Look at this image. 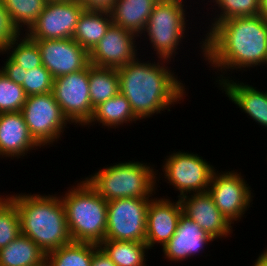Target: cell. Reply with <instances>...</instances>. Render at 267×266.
I'll return each instance as SVG.
<instances>
[{
    "mask_svg": "<svg viewBox=\"0 0 267 266\" xmlns=\"http://www.w3.org/2000/svg\"><path fill=\"white\" fill-rule=\"evenodd\" d=\"M203 36L205 38L199 41L200 52L213 71H217L215 75L219 72L216 84L226 80L227 75L235 72L233 70L247 71L264 64L267 54V24L260 15L235 17L219 22ZM228 71L231 73L228 74Z\"/></svg>",
    "mask_w": 267,
    "mask_h": 266,
    "instance_id": "6da1fadb",
    "label": "cell"
},
{
    "mask_svg": "<svg viewBox=\"0 0 267 266\" xmlns=\"http://www.w3.org/2000/svg\"><path fill=\"white\" fill-rule=\"evenodd\" d=\"M144 61L138 56L117 68L120 93L128 99L139 120L161 114L165 110L170 112L171 107L180 104L179 101H184L187 95L186 85L182 83L184 81L178 79L177 74L174 75L176 72L171 66L168 67L172 61L161 58L157 62Z\"/></svg>",
    "mask_w": 267,
    "mask_h": 266,
    "instance_id": "7a4b0ae2",
    "label": "cell"
},
{
    "mask_svg": "<svg viewBox=\"0 0 267 266\" xmlns=\"http://www.w3.org/2000/svg\"><path fill=\"white\" fill-rule=\"evenodd\" d=\"M58 194L15 193L7 196L16 204L21 234L47 254L70 243L66 211Z\"/></svg>",
    "mask_w": 267,
    "mask_h": 266,
    "instance_id": "3957f363",
    "label": "cell"
},
{
    "mask_svg": "<svg viewBox=\"0 0 267 266\" xmlns=\"http://www.w3.org/2000/svg\"><path fill=\"white\" fill-rule=\"evenodd\" d=\"M71 187L60 195L71 240L99 245L105 240L108 201L84 178Z\"/></svg>",
    "mask_w": 267,
    "mask_h": 266,
    "instance_id": "277c9868",
    "label": "cell"
},
{
    "mask_svg": "<svg viewBox=\"0 0 267 266\" xmlns=\"http://www.w3.org/2000/svg\"><path fill=\"white\" fill-rule=\"evenodd\" d=\"M128 161L104 166L85 177V180L106 201L154 197L158 187V170L154 169L155 165L143 161Z\"/></svg>",
    "mask_w": 267,
    "mask_h": 266,
    "instance_id": "5b68a950",
    "label": "cell"
},
{
    "mask_svg": "<svg viewBox=\"0 0 267 266\" xmlns=\"http://www.w3.org/2000/svg\"><path fill=\"white\" fill-rule=\"evenodd\" d=\"M185 1L159 0L150 14L139 41L141 39L149 40L151 49L157 54L155 55L157 59L169 61L175 59L179 52L177 50L180 49L179 46L183 44V39L185 40L186 30H188L186 27H188L189 21L186 17L188 12Z\"/></svg>",
    "mask_w": 267,
    "mask_h": 266,
    "instance_id": "8992f818",
    "label": "cell"
},
{
    "mask_svg": "<svg viewBox=\"0 0 267 266\" xmlns=\"http://www.w3.org/2000/svg\"><path fill=\"white\" fill-rule=\"evenodd\" d=\"M163 160L161 174L157 172V183L162 175L169 185L179 191L178 198L191 193L208 191L215 167L194 152L173 151Z\"/></svg>",
    "mask_w": 267,
    "mask_h": 266,
    "instance_id": "52a82bcc",
    "label": "cell"
},
{
    "mask_svg": "<svg viewBox=\"0 0 267 266\" xmlns=\"http://www.w3.org/2000/svg\"><path fill=\"white\" fill-rule=\"evenodd\" d=\"M21 113L33 139L43 148L61 140L67 125H72L52 92L27 96Z\"/></svg>",
    "mask_w": 267,
    "mask_h": 266,
    "instance_id": "ba28073f",
    "label": "cell"
},
{
    "mask_svg": "<svg viewBox=\"0 0 267 266\" xmlns=\"http://www.w3.org/2000/svg\"><path fill=\"white\" fill-rule=\"evenodd\" d=\"M150 199L123 198L108 201L105 240L145 243Z\"/></svg>",
    "mask_w": 267,
    "mask_h": 266,
    "instance_id": "9c48e42d",
    "label": "cell"
},
{
    "mask_svg": "<svg viewBox=\"0 0 267 266\" xmlns=\"http://www.w3.org/2000/svg\"><path fill=\"white\" fill-rule=\"evenodd\" d=\"M236 170L218 171L211 176L208 193L213 198L216 207L234 226L253 204L254 193L251 186Z\"/></svg>",
    "mask_w": 267,
    "mask_h": 266,
    "instance_id": "30bf717a",
    "label": "cell"
},
{
    "mask_svg": "<svg viewBox=\"0 0 267 266\" xmlns=\"http://www.w3.org/2000/svg\"><path fill=\"white\" fill-rule=\"evenodd\" d=\"M52 94L74 127L85 126L94 109L90 100L89 65L82 70L54 78Z\"/></svg>",
    "mask_w": 267,
    "mask_h": 266,
    "instance_id": "8fae6325",
    "label": "cell"
},
{
    "mask_svg": "<svg viewBox=\"0 0 267 266\" xmlns=\"http://www.w3.org/2000/svg\"><path fill=\"white\" fill-rule=\"evenodd\" d=\"M84 10L78 0H48L26 34L32 40L73 38L79 16Z\"/></svg>",
    "mask_w": 267,
    "mask_h": 266,
    "instance_id": "7c38bea8",
    "label": "cell"
},
{
    "mask_svg": "<svg viewBox=\"0 0 267 266\" xmlns=\"http://www.w3.org/2000/svg\"><path fill=\"white\" fill-rule=\"evenodd\" d=\"M137 38L139 39L137 35L112 23L104 37L89 53L90 64L116 69L125 66L139 55Z\"/></svg>",
    "mask_w": 267,
    "mask_h": 266,
    "instance_id": "4fadbf2b",
    "label": "cell"
},
{
    "mask_svg": "<svg viewBox=\"0 0 267 266\" xmlns=\"http://www.w3.org/2000/svg\"><path fill=\"white\" fill-rule=\"evenodd\" d=\"M35 41L42 65L53 78L85 69L90 64L89 53L73 38Z\"/></svg>",
    "mask_w": 267,
    "mask_h": 266,
    "instance_id": "5bb4252c",
    "label": "cell"
},
{
    "mask_svg": "<svg viewBox=\"0 0 267 266\" xmlns=\"http://www.w3.org/2000/svg\"><path fill=\"white\" fill-rule=\"evenodd\" d=\"M182 213L199 225L215 240L228 238L233 233V225L216 207L208 191L191 193L178 198Z\"/></svg>",
    "mask_w": 267,
    "mask_h": 266,
    "instance_id": "9a60e30c",
    "label": "cell"
},
{
    "mask_svg": "<svg viewBox=\"0 0 267 266\" xmlns=\"http://www.w3.org/2000/svg\"><path fill=\"white\" fill-rule=\"evenodd\" d=\"M181 214L179 199L174 202L168 196L151 197L147 208L145 239L149 250L156 244L163 247L171 239L176 232Z\"/></svg>",
    "mask_w": 267,
    "mask_h": 266,
    "instance_id": "2e32d148",
    "label": "cell"
},
{
    "mask_svg": "<svg viewBox=\"0 0 267 266\" xmlns=\"http://www.w3.org/2000/svg\"><path fill=\"white\" fill-rule=\"evenodd\" d=\"M213 241L212 236L182 213L175 234L161 249L165 259L178 263L203 253Z\"/></svg>",
    "mask_w": 267,
    "mask_h": 266,
    "instance_id": "e0dca14e",
    "label": "cell"
},
{
    "mask_svg": "<svg viewBox=\"0 0 267 266\" xmlns=\"http://www.w3.org/2000/svg\"><path fill=\"white\" fill-rule=\"evenodd\" d=\"M40 148L30 134L21 111L0 113L1 159H23L30 151Z\"/></svg>",
    "mask_w": 267,
    "mask_h": 266,
    "instance_id": "ac0fdd59",
    "label": "cell"
},
{
    "mask_svg": "<svg viewBox=\"0 0 267 266\" xmlns=\"http://www.w3.org/2000/svg\"><path fill=\"white\" fill-rule=\"evenodd\" d=\"M238 80L227 76L226 80L218 84V87L223 93L225 92L232 103L240 108L239 110L249 116L248 118L267 130V91H261L262 89Z\"/></svg>",
    "mask_w": 267,
    "mask_h": 266,
    "instance_id": "d6986e66",
    "label": "cell"
},
{
    "mask_svg": "<svg viewBox=\"0 0 267 266\" xmlns=\"http://www.w3.org/2000/svg\"><path fill=\"white\" fill-rule=\"evenodd\" d=\"M159 0H115L109 10L113 24L141 36Z\"/></svg>",
    "mask_w": 267,
    "mask_h": 266,
    "instance_id": "ffe728a7",
    "label": "cell"
},
{
    "mask_svg": "<svg viewBox=\"0 0 267 266\" xmlns=\"http://www.w3.org/2000/svg\"><path fill=\"white\" fill-rule=\"evenodd\" d=\"M112 23L110 12L107 10H84L79 16L73 39L90 53Z\"/></svg>",
    "mask_w": 267,
    "mask_h": 266,
    "instance_id": "44dd1931",
    "label": "cell"
},
{
    "mask_svg": "<svg viewBox=\"0 0 267 266\" xmlns=\"http://www.w3.org/2000/svg\"><path fill=\"white\" fill-rule=\"evenodd\" d=\"M140 121L135 114L133 113L128 99L122 94L118 93L117 95L109 98L107 101L99 104L94 108L92 118L84 126L88 128L95 123L102 124L104 128H119L120 125L123 127V124L136 123ZM94 122V123H93Z\"/></svg>",
    "mask_w": 267,
    "mask_h": 266,
    "instance_id": "7402d4cb",
    "label": "cell"
},
{
    "mask_svg": "<svg viewBox=\"0 0 267 266\" xmlns=\"http://www.w3.org/2000/svg\"><path fill=\"white\" fill-rule=\"evenodd\" d=\"M0 266H46V254L30 238L20 234L0 249Z\"/></svg>",
    "mask_w": 267,
    "mask_h": 266,
    "instance_id": "603a6c76",
    "label": "cell"
},
{
    "mask_svg": "<svg viewBox=\"0 0 267 266\" xmlns=\"http://www.w3.org/2000/svg\"><path fill=\"white\" fill-rule=\"evenodd\" d=\"M89 88L91 105L94 109L120 92L117 69L89 64Z\"/></svg>",
    "mask_w": 267,
    "mask_h": 266,
    "instance_id": "cb8c5ba5",
    "label": "cell"
},
{
    "mask_svg": "<svg viewBox=\"0 0 267 266\" xmlns=\"http://www.w3.org/2000/svg\"><path fill=\"white\" fill-rule=\"evenodd\" d=\"M99 246L116 266H147L148 246L133 241L104 240Z\"/></svg>",
    "mask_w": 267,
    "mask_h": 266,
    "instance_id": "d4e9b609",
    "label": "cell"
},
{
    "mask_svg": "<svg viewBox=\"0 0 267 266\" xmlns=\"http://www.w3.org/2000/svg\"><path fill=\"white\" fill-rule=\"evenodd\" d=\"M93 243L71 241L46 254V266H91Z\"/></svg>",
    "mask_w": 267,
    "mask_h": 266,
    "instance_id": "484cf974",
    "label": "cell"
},
{
    "mask_svg": "<svg viewBox=\"0 0 267 266\" xmlns=\"http://www.w3.org/2000/svg\"><path fill=\"white\" fill-rule=\"evenodd\" d=\"M48 0H2L13 24L25 33L36 22ZM24 30V31H23Z\"/></svg>",
    "mask_w": 267,
    "mask_h": 266,
    "instance_id": "4316f807",
    "label": "cell"
},
{
    "mask_svg": "<svg viewBox=\"0 0 267 266\" xmlns=\"http://www.w3.org/2000/svg\"><path fill=\"white\" fill-rule=\"evenodd\" d=\"M1 54H7L25 70H31L42 65L37 42L32 40L26 33H21L4 51H0Z\"/></svg>",
    "mask_w": 267,
    "mask_h": 266,
    "instance_id": "83f0119b",
    "label": "cell"
},
{
    "mask_svg": "<svg viewBox=\"0 0 267 266\" xmlns=\"http://www.w3.org/2000/svg\"><path fill=\"white\" fill-rule=\"evenodd\" d=\"M210 2L212 5V2L214 3V6H216L213 9L217 13L215 17L212 19L208 27L207 31L209 32L217 23L226 21L231 18L235 17H246V16H255L259 15L260 10V0H210L207 1V3ZM218 7V9H217Z\"/></svg>",
    "mask_w": 267,
    "mask_h": 266,
    "instance_id": "f1b7e54d",
    "label": "cell"
},
{
    "mask_svg": "<svg viewBox=\"0 0 267 266\" xmlns=\"http://www.w3.org/2000/svg\"><path fill=\"white\" fill-rule=\"evenodd\" d=\"M21 234L16 204L6 195L0 201V249Z\"/></svg>",
    "mask_w": 267,
    "mask_h": 266,
    "instance_id": "f546056e",
    "label": "cell"
},
{
    "mask_svg": "<svg viewBox=\"0 0 267 266\" xmlns=\"http://www.w3.org/2000/svg\"><path fill=\"white\" fill-rule=\"evenodd\" d=\"M26 99L23 87L0 71V113L21 111Z\"/></svg>",
    "mask_w": 267,
    "mask_h": 266,
    "instance_id": "4dcf8cb0",
    "label": "cell"
},
{
    "mask_svg": "<svg viewBox=\"0 0 267 266\" xmlns=\"http://www.w3.org/2000/svg\"><path fill=\"white\" fill-rule=\"evenodd\" d=\"M54 78L43 66L24 71L23 84L21 85L27 96L47 94L52 92Z\"/></svg>",
    "mask_w": 267,
    "mask_h": 266,
    "instance_id": "1f68e13d",
    "label": "cell"
},
{
    "mask_svg": "<svg viewBox=\"0 0 267 266\" xmlns=\"http://www.w3.org/2000/svg\"><path fill=\"white\" fill-rule=\"evenodd\" d=\"M21 32L13 24V21L6 11L2 0H0V51H4L7 46L16 39Z\"/></svg>",
    "mask_w": 267,
    "mask_h": 266,
    "instance_id": "d6a6232c",
    "label": "cell"
},
{
    "mask_svg": "<svg viewBox=\"0 0 267 266\" xmlns=\"http://www.w3.org/2000/svg\"><path fill=\"white\" fill-rule=\"evenodd\" d=\"M5 59L4 66L0 68V71L4 73L8 78L14 81L17 84H23V75H24V68L20 67V65L16 64L8 55Z\"/></svg>",
    "mask_w": 267,
    "mask_h": 266,
    "instance_id": "836d02e7",
    "label": "cell"
},
{
    "mask_svg": "<svg viewBox=\"0 0 267 266\" xmlns=\"http://www.w3.org/2000/svg\"><path fill=\"white\" fill-rule=\"evenodd\" d=\"M91 266H116L105 251L96 244H93V256Z\"/></svg>",
    "mask_w": 267,
    "mask_h": 266,
    "instance_id": "e575fe53",
    "label": "cell"
},
{
    "mask_svg": "<svg viewBox=\"0 0 267 266\" xmlns=\"http://www.w3.org/2000/svg\"><path fill=\"white\" fill-rule=\"evenodd\" d=\"M85 10H107L109 11L115 0H78Z\"/></svg>",
    "mask_w": 267,
    "mask_h": 266,
    "instance_id": "d590c367",
    "label": "cell"
},
{
    "mask_svg": "<svg viewBox=\"0 0 267 266\" xmlns=\"http://www.w3.org/2000/svg\"><path fill=\"white\" fill-rule=\"evenodd\" d=\"M267 248V247H266ZM263 250L257 257L252 266H267V249Z\"/></svg>",
    "mask_w": 267,
    "mask_h": 266,
    "instance_id": "8d00e7d4",
    "label": "cell"
},
{
    "mask_svg": "<svg viewBox=\"0 0 267 266\" xmlns=\"http://www.w3.org/2000/svg\"><path fill=\"white\" fill-rule=\"evenodd\" d=\"M259 15L262 20L267 24V0H260Z\"/></svg>",
    "mask_w": 267,
    "mask_h": 266,
    "instance_id": "74e56055",
    "label": "cell"
},
{
    "mask_svg": "<svg viewBox=\"0 0 267 266\" xmlns=\"http://www.w3.org/2000/svg\"><path fill=\"white\" fill-rule=\"evenodd\" d=\"M266 64V65H265ZM266 66L267 67V54H266V57H265V61H264V64H263V66Z\"/></svg>",
    "mask_w": 267,
    "mask_h": 266,
    "instance_id": "f35d334b",
    "label": "cell"
},
{
    "mask_svg": "<svg viewBox=\"0 0 267 266\" xmlns=\"http://www.w3.org/2000/svg\"><path fill=\"white\" fill-rule=\"evenodd\" d=\"M4 197H5L4 195H3V196H2V195H0V201H1V200H2Z\"/></svg>",
    "mask_w": 267,
    "mask_h": 266,
    "instance_id": "ab89813d",
    "label": "cell"
}]
</instances>
